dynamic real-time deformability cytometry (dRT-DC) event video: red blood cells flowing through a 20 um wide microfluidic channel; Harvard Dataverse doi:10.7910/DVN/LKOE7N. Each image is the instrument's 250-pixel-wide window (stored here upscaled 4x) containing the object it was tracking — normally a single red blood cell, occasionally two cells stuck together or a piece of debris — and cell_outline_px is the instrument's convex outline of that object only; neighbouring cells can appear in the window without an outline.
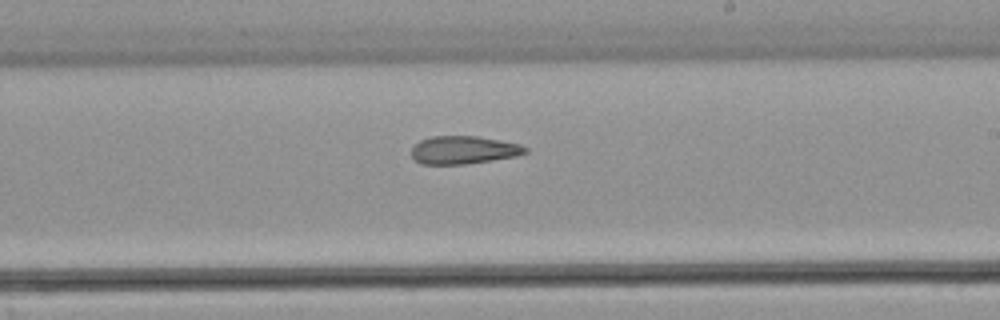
{"species": "common noctule bat (a hibernating species)", "species_latin": "Nyctalus noctula", "temperature_condition": "warm", "stored_images_in_passage": 22, "camera_frame_rate_fps": 3000, "um_per_image_px": 0.085, "animal": {"sex": "male", "body_mass_g": 21.5, "forearm_length_mm": 52.0}, "frame": {"image": 1, "passage_image": 13, "time_ms": 4.0, "image_size_px": [1000, 320], "cell_outline_px": [[528, 152], [516, 156], [492, 160], [464, 164], [420, 164], [412, 156], [412, 148], [420, 140], [432, 136], [476, 136], [500, 140], [520, 144], [528, 148]], "centroid_in_image_um": [39.42, 12.74], "position_along_channel_um": 249.6, "area_um2": 18.5}}